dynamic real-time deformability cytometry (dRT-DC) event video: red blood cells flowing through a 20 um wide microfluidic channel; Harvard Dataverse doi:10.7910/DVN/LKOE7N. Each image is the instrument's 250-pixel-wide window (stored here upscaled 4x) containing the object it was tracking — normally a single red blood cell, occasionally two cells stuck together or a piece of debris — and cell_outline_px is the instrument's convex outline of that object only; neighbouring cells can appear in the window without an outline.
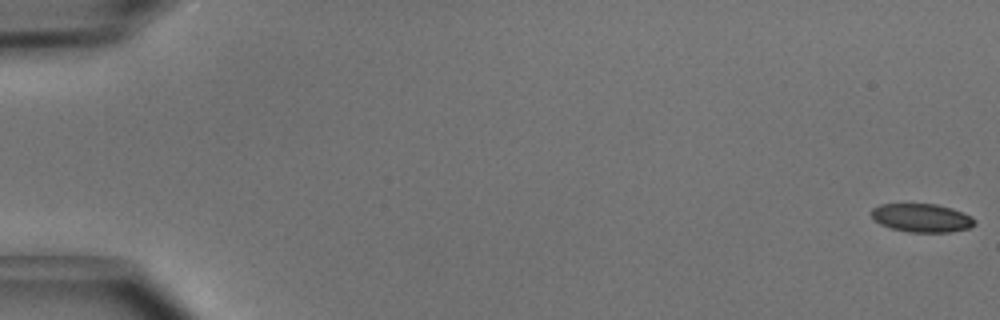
{"species": "common noctule bat (a hibernating species)", "species_latin": "Nyctalus noctula", "temperature_condition": "cold", "stored_images_in_passage": 5, "camera_frame_rate_fps": 3000, "um_per_image_px": 0.085, "animal": {"sex": "male", "body_mass_g": 15.6}, "frame": {"image": 1, "passage_image": 1, "time_ms": 0.0, "image_size_px": [1000, 320], "cell_outline_px": [[976, 224], [968, 228], [948, 232], [908, 232], [892, 228], [880, 224], [872, 216], [872, 208], [880, 204], [936, 204], [952, 208], [972, 216], [976, 220]], "centroid_in_image_um": [78.37, 18.51], "position_along_channel_um": 6.6, "area_um2": 17.05}}
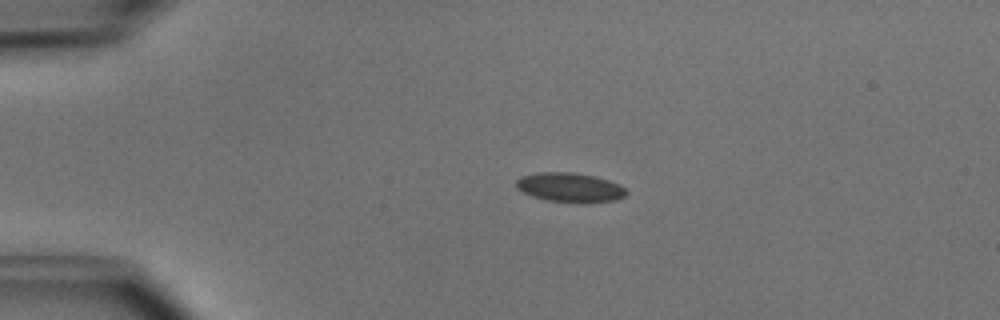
{"frame": {"image": 2, "passage_image": 4, "time_ms": 1.0, "image_size_px": [1000, 320], "cell_outline_px": [[628, 192], [624, 196], [616, 200], [548, 200], [532, 196], [516, 188], [516, 180], [520, 176], [540, 172], [572, 172], [592, 176], [608, 180], [620, 184]], "centroid_in_image_um": [48.39, 15.88], "position_along_channel_um": 36.6, "area_um2": 17.98}}